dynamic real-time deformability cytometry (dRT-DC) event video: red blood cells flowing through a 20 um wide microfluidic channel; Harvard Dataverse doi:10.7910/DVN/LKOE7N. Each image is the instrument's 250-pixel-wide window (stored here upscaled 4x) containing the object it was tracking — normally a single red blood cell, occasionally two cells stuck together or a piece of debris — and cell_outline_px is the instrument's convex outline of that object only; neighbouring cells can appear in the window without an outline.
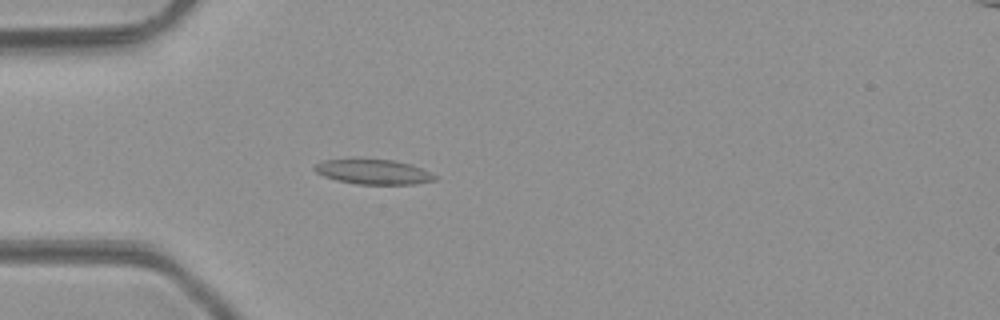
{"species": "common noctule bat (a hibernating species)", "species_latin": "Nyctalus noctula", "temperature_condition": "room temperature", "stored_images_in_passage": 48, "camera_frame_rate_fps": 3000, "um_per_image_px": 0.085, "animal": {"sex": "male", "body_mass_g": 23.1, "forearm_length_mm": 52.7}, "frame": {"image": 1, "passage_image": 14, "time_ms": 4.333, "image_size_px": [1000, 320], "cell_outline_px": [[436, 180], [412, 184], [356, 184], [336, 180], [324, 176], [316, 172], [312, 168], [316, 164], [324, 160], [356, 156], [392, 160], [412, 164], [436, 176]], "centroid_in_image_um": [31.65, 14.56], "position_along_channel_um": 53.4, "area_um2": 18.03}}
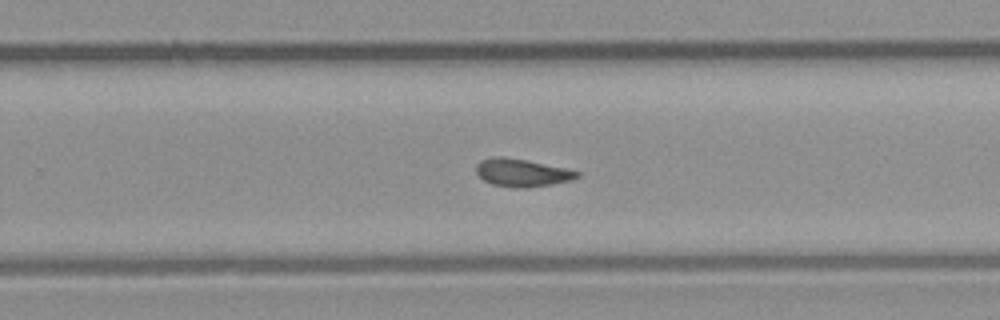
{"frame": {"image": 2, "passage_image": 31, "time_ms": 10.0, "image_size_px": [1000, 320], "cell_outline_px": [[580, 176], [572, 180], [552, 184], [528, 188], [516, 188], [492, 184], [484, 180], [476, 172], [476, 164], [480, 160], [492, 156], [500, 156], [524, 160], [564, 168], [580, 172]], "centroid_in_image_um": [44.34, 14.68], "position_along_channel_um": 285.5, "area_um2": 16.24}}
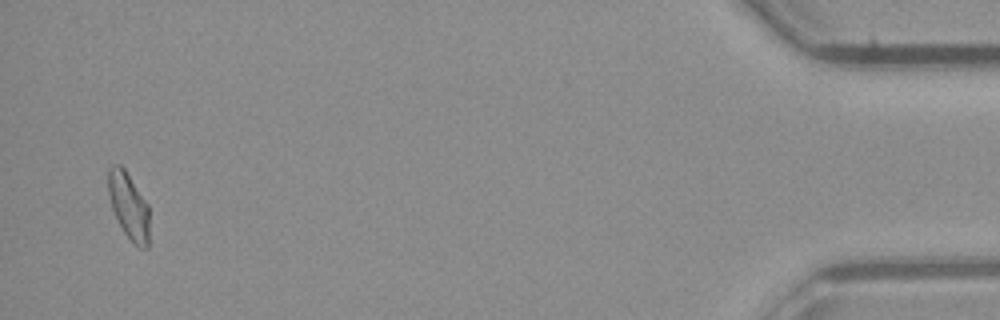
{"frame": {"image": 3, "passage_image": 47, "time_ms": 15.333, "image_size_px": [1000, 320], "cell_outline_px": [[148, 248], [140, 248], [124, 232], [112, 208], [108, 196], [108, 168], [112, 164], [120, 164], [124, 168], [148, 204]], "centroid_in_image_um": [10.92, 17.45], "position_along_channel_um": 424.3, "area_um2": 15.66}, "authors_computed_cell_mechanics": {"area_um2": 16.2996, "velocity_mm_per_s": 4.2645, "shape_relaxation_time_tau1_ms": null, "shape_relaxation_time_tau2_ms": 4.6858, "deformation_change_tau1": null, "deformation_change_tau2": 0.1049}}